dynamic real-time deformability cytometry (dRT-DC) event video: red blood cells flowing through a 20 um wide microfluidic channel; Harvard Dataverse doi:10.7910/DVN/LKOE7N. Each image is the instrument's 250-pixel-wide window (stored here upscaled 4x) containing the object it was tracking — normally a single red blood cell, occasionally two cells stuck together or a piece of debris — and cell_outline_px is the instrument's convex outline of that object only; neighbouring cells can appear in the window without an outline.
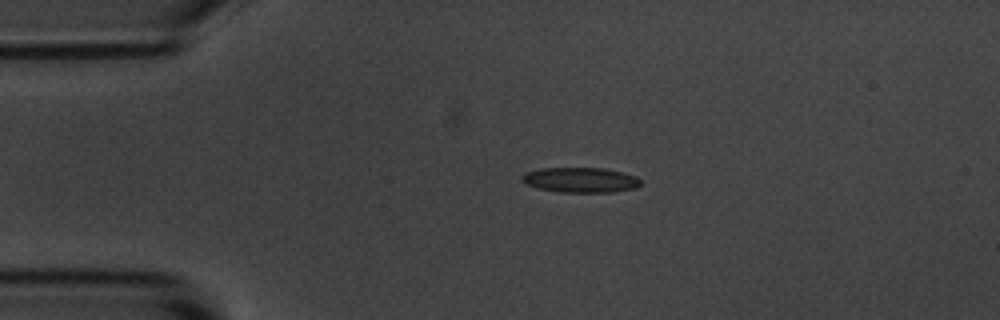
{"species": "common noctule bat (a hibernating species)", "species_latin": "Nyctalus noctula", "temperature_condition": "room temperature", "stored_images_in_passage": 44, "camera_frame_rate_fps": 3000, "um_per_image_px": 0.085, "animal": {"sex": "male", "body_mass_g": 20.1, "forearm_length_mm": 53.5}, "frame": {"image": 1, "passage_image": 1, "time_ms": 0.0, "image_size_px": [1000, 320], "cell_outline_px": [[644, 184], [636, 188], [612, 192], [564, 192], [540, 188], [528, 184], [520, 180], [520, 176], [524, 172], [540, 168], [604, 168], [624, 172], [636, 176]], "centroid_in_image_um": [49.38, 15.28], "position_along_channel_um": 35.6, "area_um2": 17.46}}
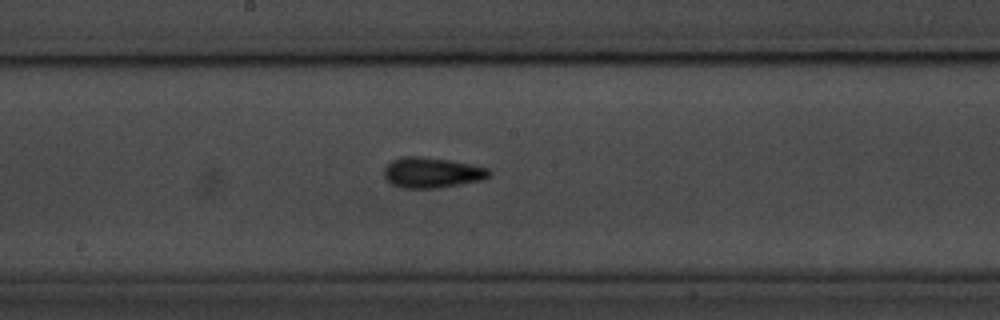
{"frame": {"image": 2, "passage_image": 18, "time_ms": 5.667, "image_size_px": [1000, 320], "cell_outline_px": [[492, 172], [488, 176], [480, 180], [460, 184], [436, 188], [404, 188], [392, 184], [384, 176], [384, 168], [392, 160], [400, 156], [420, 156], [448, 160], [488, 168]], "centroid_in_image_um": [36.67, 14.66], "position_along_channel_um": 211.5, "area_um2": 18.44}}
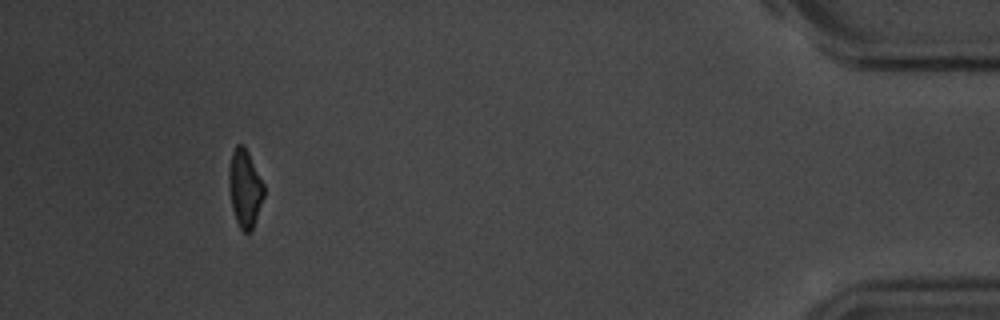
{"frame": {"image": 3, "passage_image": 40, "time_ms": 13.0, "image_size_px": [1000, 320], "cell_outline_px": [[264, 196], [252, 232], [244, 232], [240, 228], [236, 220], [232, 208], [228, 184], [228, 168], [232, 152], [236, 144], [244, 144], [264, 184]], "centroid_in_image_um": [20.8, 16.0], "position_along_channel_um": 414.4, "area_um2": 16.01}, "authors_computed_cell_mechanics": {"area_um2": 17.4556, "velocity_mm_per_s": 3.6747, "shape_relaxation_time_tau1_ms": 3.2803, "shape_relaxation_time_tau2_ms": 2.4015, "deformation_change_tau1": 0.1081, "deformation_change_tau2": 0.1017}}